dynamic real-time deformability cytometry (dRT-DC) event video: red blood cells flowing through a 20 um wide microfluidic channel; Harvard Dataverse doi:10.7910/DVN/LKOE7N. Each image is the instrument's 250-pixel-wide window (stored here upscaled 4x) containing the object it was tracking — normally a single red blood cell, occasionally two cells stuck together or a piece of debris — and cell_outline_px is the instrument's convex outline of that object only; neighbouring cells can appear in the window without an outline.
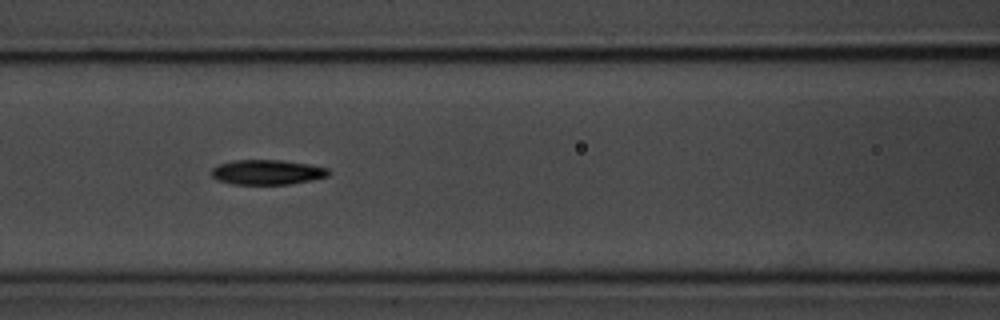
{"species": "common noctule bat (a hibernating species)", "species_latin": "Nyctalus noctula", "temperature_condition": "room temperature", "stored_images_in_passage": 21, "camera_frame_rate_fps": 3000, "um_per_image_px": 0.085, "animal": {"sex": "male", "body_mass_g": 20.1, "forearm_length_mm": 53.5}, "frame": {"image": 1, "passage_image": 10, "time_ms": 3.0, "image_size_px": [1000, 320], "cell_outline_px": [[332, 172], [328, 176], [312, 180], [288, 184], [232, 184], [216, 180], [212, 176], [212, 168], [216, 164], [232, 160], [280, 160], [308, 164], [328, 168]], "centroid_in_image_um": [22.69, 14.63], "position_along_channel_um": 143.9, "area_um2": 17.11}}